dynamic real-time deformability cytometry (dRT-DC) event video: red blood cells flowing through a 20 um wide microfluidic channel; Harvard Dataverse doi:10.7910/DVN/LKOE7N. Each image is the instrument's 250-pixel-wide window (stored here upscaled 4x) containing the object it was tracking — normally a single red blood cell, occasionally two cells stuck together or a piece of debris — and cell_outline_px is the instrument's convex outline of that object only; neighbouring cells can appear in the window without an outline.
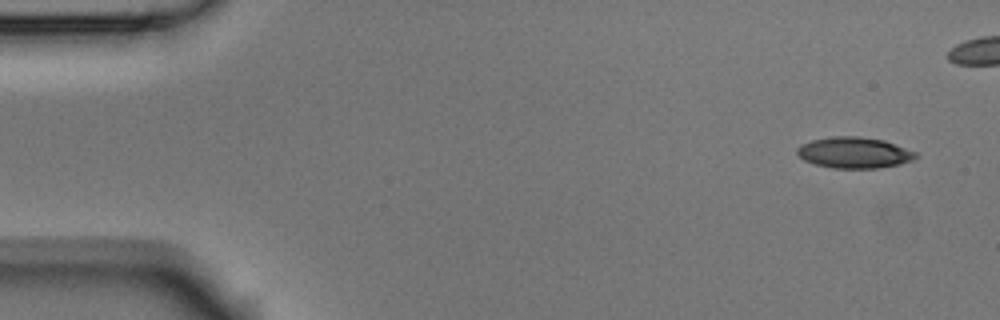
{"species": "Egyptian fruit bat (a non-hibernating species)", "species_latin": "Rousettus aegyptiacus", "temperature_condition": "room temperature", "stored_images_in_passage": 8, "camera_frame_rate_fps": 3000, "um_per_image_px": 0.085, "animal": {"sex": "male"}, "frame": {"image": 1, "passage_image": 1, "time_ms": 0.0, "image_size_px": [1000, 320], "cell_outline_px": [[920, 156], [912, 160], [900, 164], [876, 168], [832, 168], [816, 164], [804, 160], [796, 152], [796, 148], [800, 144], [812, 140], [832, 136], [860, 136], [884, 140], [916, 152]], "centroid_in_image_um": [72.6, 12.97], "position_along_channel_um": 12.4, "area_um2": 21.5}}
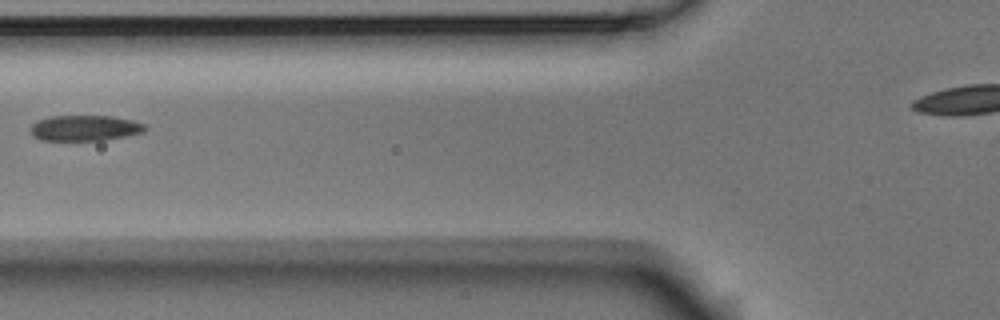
{"frame": {"image": 2, "passage_image": 7, "time_ms": 2.0, "image_size_px": [1000, 320], "cell_outline_px": [[148, 128], [144, 132], [128, 136], [104, 140], [40, 140], [32, 136], [32, 124], [40, 120], [52, 116], [112, 116], [132, 120], [144, 124]], "centroid_in_image_um": [7.26, 10.89], "position_along_channel_um": 118.5, "area_um2": 17.05}}
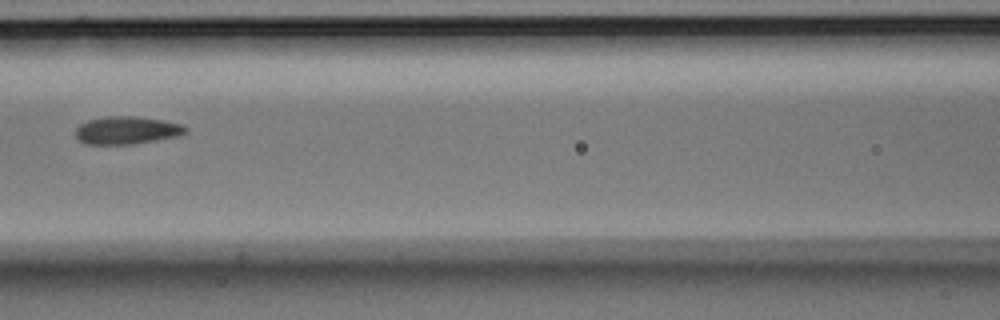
{"frame": {"image": 3, "passage_image": 8, "time_ms": 2.333, "image_size_px": [1000, 320], "cell_outline_px": [[188, 128], [184, 132], [176, 136], [156, 140], [132, 144], [84, 144], [76, 136], [76, 128], [80, 124], [88, 120], [108, 116], [136, 116], [164, 120], [184, 124]], "centroid_in_image_um": [10.78, 11.06], "position_along_channel_um": 155.8, "area_um2": 17.74}}